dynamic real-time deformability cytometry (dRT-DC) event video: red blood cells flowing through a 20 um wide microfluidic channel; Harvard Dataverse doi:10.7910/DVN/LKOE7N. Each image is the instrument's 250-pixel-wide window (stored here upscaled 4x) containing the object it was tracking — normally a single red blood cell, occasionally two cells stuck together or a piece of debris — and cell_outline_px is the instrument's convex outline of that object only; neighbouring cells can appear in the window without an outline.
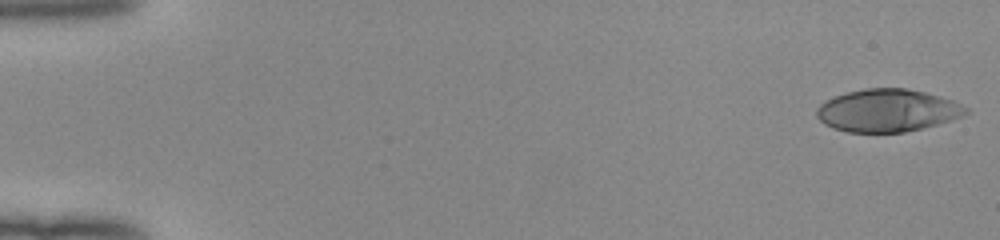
{"species": "human", "species_latin": "Homo sapiens", "temperature_condition": "room temperature", "stored_images_in_passage": 51, "camera_frame_rate_fps": 3000, "um_per_image_px": 0.085, "donor": {"sex": "female"}, "frame": {"image": 1, "passage_image": 1, "time_ms": 0.0, "image_size_px": [1000, 240], "cell_outline_px": [[968, 112], [952, 120], [924, 128], [904, 132], [848, 132], [832, 128], [824, 124], [816, 116], [816, 108], [824, 100], [832, 96], [864, 88], [904, 88], [924, 92], [940, 96], [952, 100], [968, 108]], "centroid_in_image_um": [75.39, 9.39], "position_along_channel_um": 9.6, "area_um2": 37.17}}
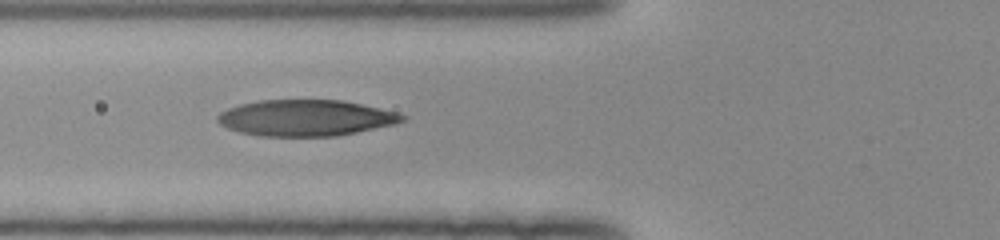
{"frame": {"image": 2, "passage_image": 20, "time_ms": 6.333, "image_size_px": [1000, 240], "cell_outline_px": [[408, 116], [404, 120], [396, 124], [336, 136], [260, 136], [240, 132], [228, 128], [220, 124], [216, 120], [216, 116], [220, 112], [228, 108], [240, 104], [260, 100], [344, 100], [380, 108], [396, 112]], "centroid_in_image_um": [25.99, 10.02], "position_along_channel_um": 99.8, "area_um2": 39.02}}
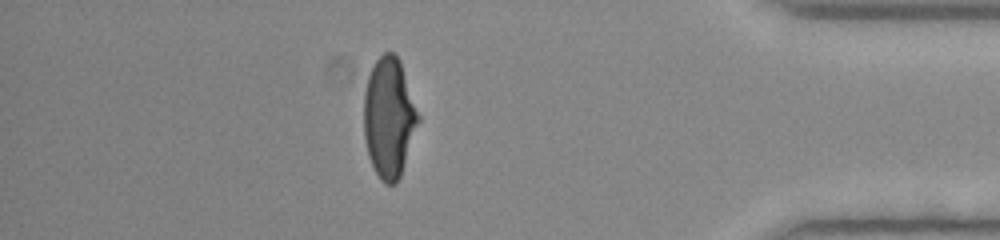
{"frame": {"image": 3, "passage_image": 45, "time_ms": 14.667, "image_size_px": [1000, 240], "cell_outline_px": [[420, 120], [400, 176], [396, 184], [384, 184], [380, 180], [368, 156], [364, 136], [364, 92], [368, 76], [376, 60], [384, 52], [392, 52], [400, 60], [420, 116]], "centroid_in_image_um": [33.07, 10.0], "position_along_channel_um": 402.1, "area_um2": 38.03}, "authors_computed_cell_mechanics": {"area_um2": 38.6682, "velocity_mm_per_s": 4.0395, "shape_relaxation_time_tau1_ms": 4.0243, "shape_relaxation_time_tau2_ms": 1.0157, "deformation_change_tau1": 0.2008, "deformation_change_tau2": 0.0825}}